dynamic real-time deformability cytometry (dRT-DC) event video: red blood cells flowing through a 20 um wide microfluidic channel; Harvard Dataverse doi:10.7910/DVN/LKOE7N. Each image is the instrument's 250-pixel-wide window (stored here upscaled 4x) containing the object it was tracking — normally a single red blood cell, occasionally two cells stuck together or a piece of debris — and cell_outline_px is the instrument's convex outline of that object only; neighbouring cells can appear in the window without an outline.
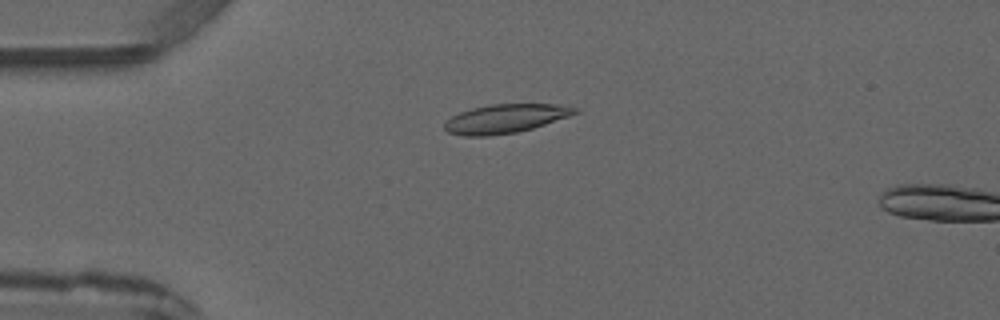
{"species": "common noctule bat (a hibernating species)", "species_latin": "Nyctalus noctula", "temperature_condition": "warm", "stored_images_in_passage": 4, "camera_frame_rate_fps": 3000, "um_per_image_px": 0.085, "animal": {"sex": "male", "forearm_length_mm": 52.5}, "frame": {"image": 1, "passage_image": 3, "time_ms": 2.667, "image_size_px": [1000, 320], "cell_outline_px": [[580, 112], [532, 128], [516, 132], [488, 136], [464, 136], [448, 132], [444, 128], [444, 124], [452, 116], [460, 112], [472, 108], [488, 104], [556, 104], [580, 108]], "centroid_in_image_um": [42.96, 10.07], "position_along_channel_um": 42.0, "area_um2": 21.79}}